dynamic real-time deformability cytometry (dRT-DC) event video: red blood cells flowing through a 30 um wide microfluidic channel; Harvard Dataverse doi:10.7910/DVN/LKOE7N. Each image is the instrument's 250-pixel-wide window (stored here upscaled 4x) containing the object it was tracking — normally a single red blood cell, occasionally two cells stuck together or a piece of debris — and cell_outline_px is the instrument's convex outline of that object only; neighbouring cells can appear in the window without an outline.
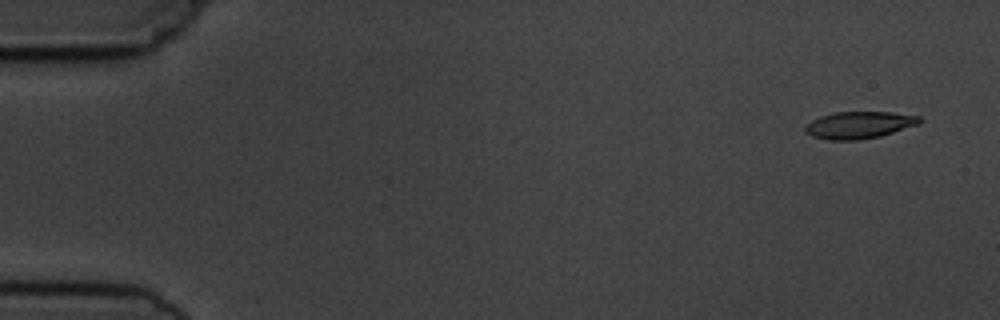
{"species": "common noctule bat (a hibernating species)", "species_latin": "Nyctalus noctula", "temperature_condition": "cold", "stored_images_in_passage": 4, "camera_frame_rate_fps": 3000, "um_per_image_px": 0.085, "animal": {"sex": "male", "body_mass_g": 19.5, "forearm_length_mm": 54.6}, "frame": {"image": 1, "passage_image": 1, "time_ms": 0.0, "image_size_px": [1000, 320], "cell_outline_px": [[924, 120], [920, 124], [880, 136], [860, 140], [828, 140], [812, 136], [804, 128], [812, 120], [820, 116], [836, 112], [888, 112], [920, 116]], "centroid_in_image_um": [73.07, 10.62], "position_along_channel_um": 11.9, "area_um2": 17.98}}
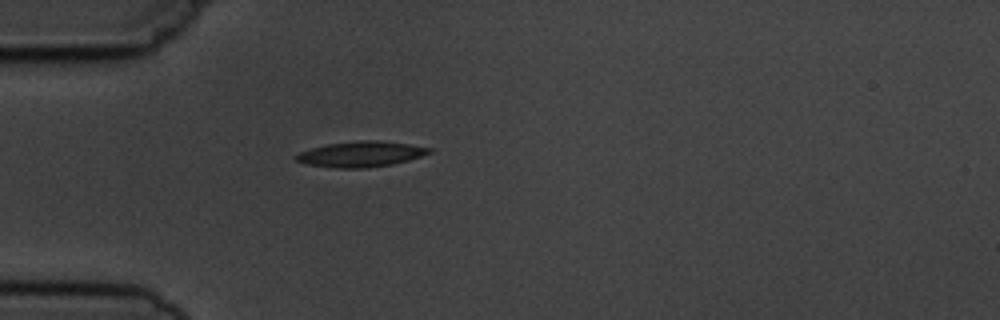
{"frame": {"image": 2, "passage_image": 4, "time_ms": 4.333, "image_size_px": [1000, 320], "cell_outline_px": [[432, 152], [408, 160], [392, 164], [368, 168], [336, 168], [308, 164], [296, 160], [292, 156], [300, 152], [312, 148], [328, 144], [360, 140], [380, 140], [408, 144], [432, 148]], "centroid_in_image_um": [30.67, 13.1], "position_along_channel_um": 54.3, "area_um2": 19.71}}